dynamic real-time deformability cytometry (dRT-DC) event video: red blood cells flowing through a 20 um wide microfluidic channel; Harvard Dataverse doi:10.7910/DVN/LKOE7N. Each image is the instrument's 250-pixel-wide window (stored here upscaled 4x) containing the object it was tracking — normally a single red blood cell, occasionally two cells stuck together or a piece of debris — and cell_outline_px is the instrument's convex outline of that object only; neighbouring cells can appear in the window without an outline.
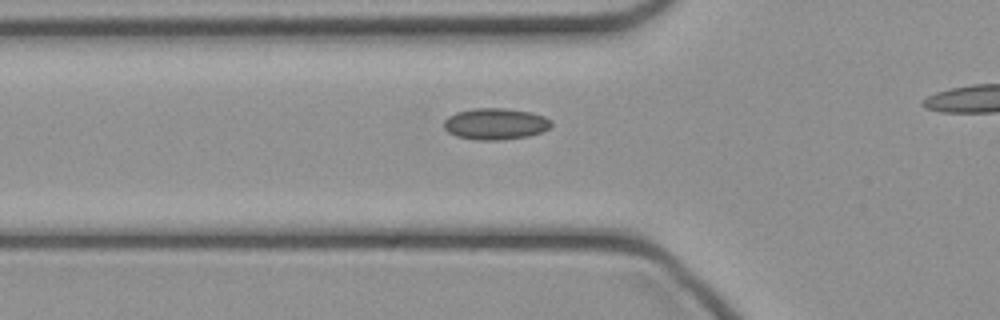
{"species": "common noctule bat (a hibernating species)", "species_latin": "Nyctalus noctula", "temperature_condition": "cold", "stored_images_in_passage": 34, "camera_frame_rate_fps": 3000, "um_per_image_px": 0.085, "animal": {"sex": "female", "body_mass_g": 21.9}, "frame": {"image": 1, "passage_image": 12, "time_ms": 3.667, "image_size_px": [1000, 320], "cell_outline_px": [[552, 124], [544, 132], [528, 136], [500, 140], [476, 140], [456, 136], [448, 132], [444, 128], [444, 120], [448, 116], [456, 112], [476, 108], [504, 108], [532, 112], [544, 116], [552, 120]], "centroid_in_image_um": [42.13, 10.53], "position_along_channel_um": 83.7, "area_um2": 19.83}}
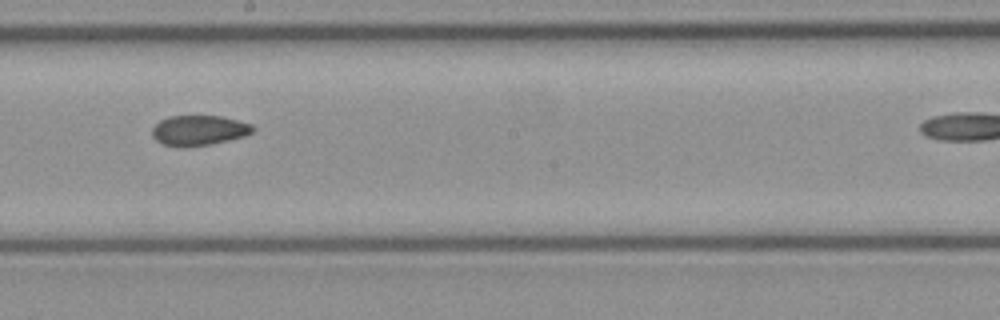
{"frame": {"image": 2, "passage_image": 22, "time_ms": 7.0, "image_size_px": [1000, 320], "cell_outline_px": [[256, 128], [252, 132], [244, 136], [212, 144], [184, 148], [180, 148], [160, 144], [152, 136], [152, 128], [160, 120], [168, 116], [220, 116], [252, 124]], "centroid_in_image_um": [16.87, 11.1], "position_along_channel_um": 231.3, "area_um2": 17.92}}
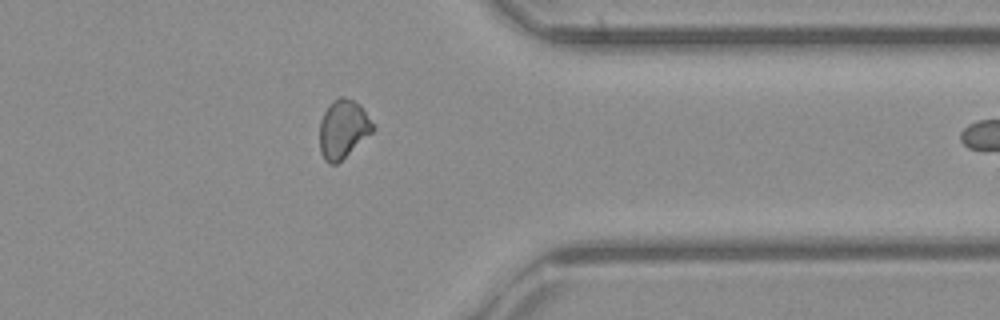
{"frame": {"image": 3, "passage_image": 33, "time_ms": 10.667, "image_size_px": [1000, 320], "cell_outline_px": [[376, 128], [372, 132], [336, 164], [328, 164], [324, 160], [320, 152], [320, 120], [324, 112], [332, 100], [340, 96], [352, 100], [360, 104]], "centroid_in_image_um": [29.14, 10.96], "position_along_channel_um": 382.3, "area_um2": 17.98}}